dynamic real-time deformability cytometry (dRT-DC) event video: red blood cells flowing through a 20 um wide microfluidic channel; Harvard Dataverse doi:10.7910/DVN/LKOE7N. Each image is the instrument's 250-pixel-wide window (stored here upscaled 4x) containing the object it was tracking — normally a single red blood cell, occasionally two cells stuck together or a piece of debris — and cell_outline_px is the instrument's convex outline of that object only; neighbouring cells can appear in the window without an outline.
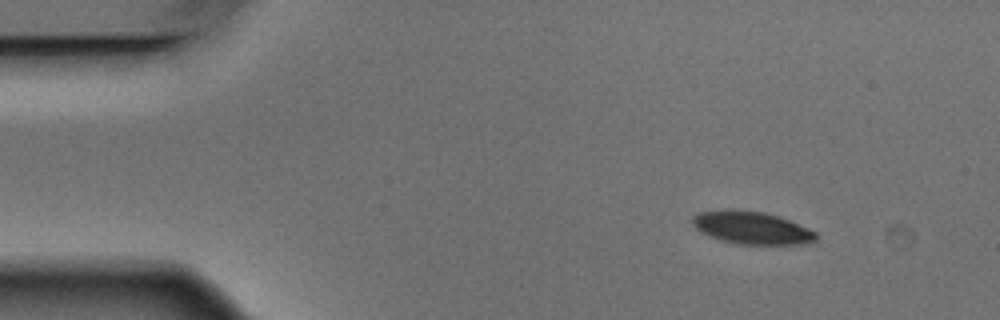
{"species": "Egyptian fruit bat (a non-hibernating species)", "species_latin": "Rousettus aegyptiacus", "temperature_condition": "warm", "stored_images_in_passage": 9, "camera_frame_rate_fps": 3000, "um_per_image_px": 0.085, "animal": {"sex": "male"}, "frame": {"image": 1, "passage_image": 1, "time_ms": 0.0, "image_size_px": [1000, 320], "cell_outline_px": [[816, 240], [808, 244], [736, 244], [720, 240], [700, 232], [692, 224], [692, 216], [696, 212], [728, 208], [764, 212], [780, 216], [808, 228], [816, 232]], "centroid_in_image_um": [63.85, 19.34], "position_along_channel_um": 21.1, "area_um2": 23.87}}
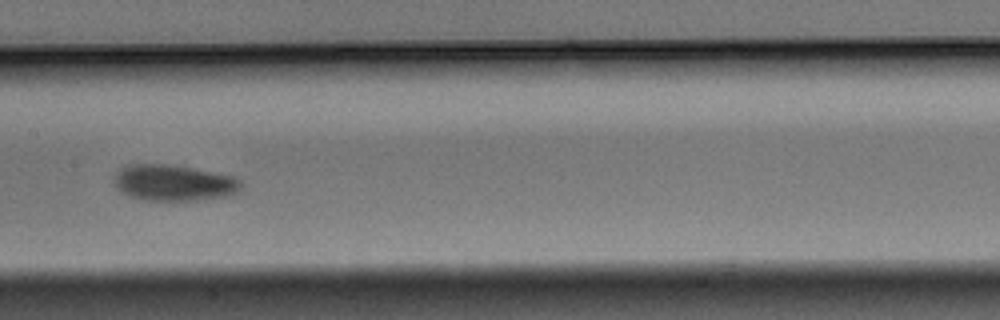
{"frame": {"image": 2, "passage_image": 6, "time_ms": 1.667, "image_size_px": [1000, 320], "cell_outline_px": [[240, 188], [236, 192], [228, 196], [196, 200], [148, 200], [132, 196], [120, 192], [112, 184], [116, 172], [124, 164], [168, 164], [192, 168], [232, 176], [240, 180]], "centroid_in_image_um": [14.69, 15.53], "position_along_channel_um": 192.7, "area_um2": 26.65}}
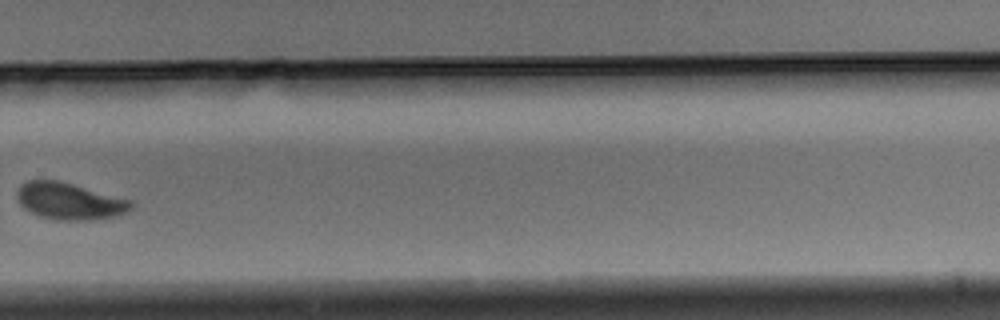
{"frame": {"image": 3, "passage_image": 9, "time_ms": 2.667, "image_size_px": [1000, 320], "cell_outline_px": [[132, 208], [128, 212], [116, 216], [88, 220], [56, 220], [40, 216], [24, 208], [16, 200], [16, 188], [20, 184], [28, 180], [56, 180], [72, 184], [132, 200]], "centroid_in_image_um": [5.87, 17.09], "position_along_channel_um": 323.9, "area_um2": 24.51}}